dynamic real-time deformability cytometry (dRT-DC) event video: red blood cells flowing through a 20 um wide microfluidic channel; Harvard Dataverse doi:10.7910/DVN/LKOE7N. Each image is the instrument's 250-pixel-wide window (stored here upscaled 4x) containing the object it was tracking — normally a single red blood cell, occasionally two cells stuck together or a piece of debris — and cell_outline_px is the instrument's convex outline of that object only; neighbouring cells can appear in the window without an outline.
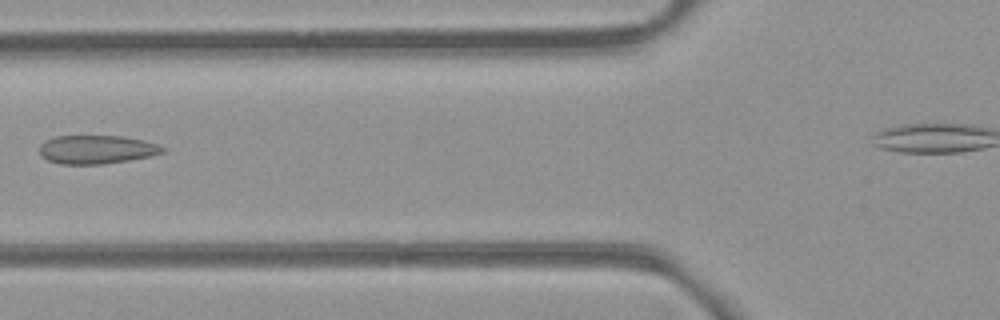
{"species": "common noctule bat (a hibernating species)", "species_latin": "Nyctalus noctula", "temperature_condition": "room temperature", "stored_images_in_passage": 5, "camera_frame_rate_fps": 3000, "um_per_image_px": 0.085, "animal": {"sex": "female", "body_mass_g": 21.9}, "frame": {"image": 1, "passage_image": 5, "time_ms": 4.667, "image_size_px": [1000, 320], "cell_outline_px": [[164, 152], [148, 156], [128, 160], [104, 164], [60, 164], [48, 160], [40, 156], [40, 144], [44, 140], [56, 136], [124, 136], [144, 140], [156, 144], [164, 148]], "centroid_in_image_um": [8.16, 12.7], "position_along_channel_um": 117.6, "area_um2": 20.46}}